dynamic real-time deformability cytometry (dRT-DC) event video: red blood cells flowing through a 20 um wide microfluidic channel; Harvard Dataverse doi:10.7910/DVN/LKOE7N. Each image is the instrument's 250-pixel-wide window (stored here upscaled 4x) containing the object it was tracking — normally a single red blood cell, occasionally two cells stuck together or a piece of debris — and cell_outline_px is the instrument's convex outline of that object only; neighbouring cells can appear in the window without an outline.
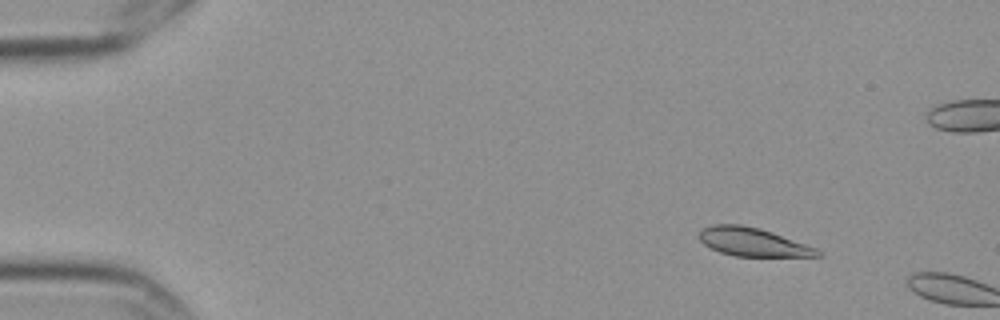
{"species": "Egyptian fruit bat (a non-hibernating species)", "species_latin": "Rousettus aegyptiacus", "temperature_condition": "cold", "stored_images_in_passage": 4, "camera_frame_rate_fps": 3000, "um_per_image_px": 0.085, "frame": {"image": 1, "passage_image": 3, "time_ms": 0.667, "image_size_px": [1000, 320], "cell_outline_px": [[824, 256], [736, 256], [720, 252], [704, 244], [700, 240], [700, 228], [712, 224], [740, 224], [760, 228], [772, 232], [816, 248]], "centroid_in_image_um": [63.96, 20.56], "position_along_channel_um": 21.0, "area_um2": 19.42}}